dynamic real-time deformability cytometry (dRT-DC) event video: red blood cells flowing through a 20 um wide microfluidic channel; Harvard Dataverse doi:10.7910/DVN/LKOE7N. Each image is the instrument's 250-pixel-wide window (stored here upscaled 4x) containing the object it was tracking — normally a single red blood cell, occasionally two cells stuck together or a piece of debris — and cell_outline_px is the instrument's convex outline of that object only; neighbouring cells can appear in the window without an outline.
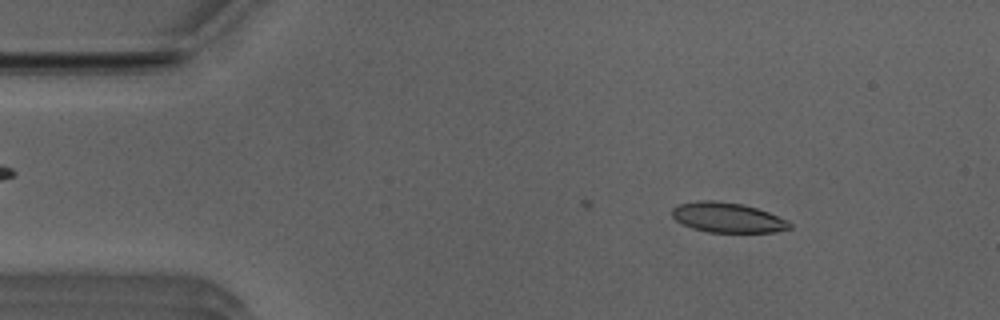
{"species": "Egyptian fruit bat (a non-hibernating species)", "species_latin": "Rousettus aegyptiacus", "temperature_condition": "room temperature", "stored_images_in_passage": 15, "camera_frame_rate_fps": 3000, "um_per_image_px": 0.085, "animal": {"sex": "male"}, "frame": {"image": 1, "passage_image": 7, "time_ms": 2.0, "image_size_px": [1000, 320], "cell_outline_px": [[792, 228], [772, 232], [708, 232], [692, 228], [676, 220], [672, 216], [672, 208], [680, 204], [700, 200], [712, 200], [740, 204], [756, 208], [768, 212], [788, 220], [792, 224]], "centroid_in_image_um": [61.85, 18.49], "position_along_channel_um": 23.1, "area_um2": 20.35}}